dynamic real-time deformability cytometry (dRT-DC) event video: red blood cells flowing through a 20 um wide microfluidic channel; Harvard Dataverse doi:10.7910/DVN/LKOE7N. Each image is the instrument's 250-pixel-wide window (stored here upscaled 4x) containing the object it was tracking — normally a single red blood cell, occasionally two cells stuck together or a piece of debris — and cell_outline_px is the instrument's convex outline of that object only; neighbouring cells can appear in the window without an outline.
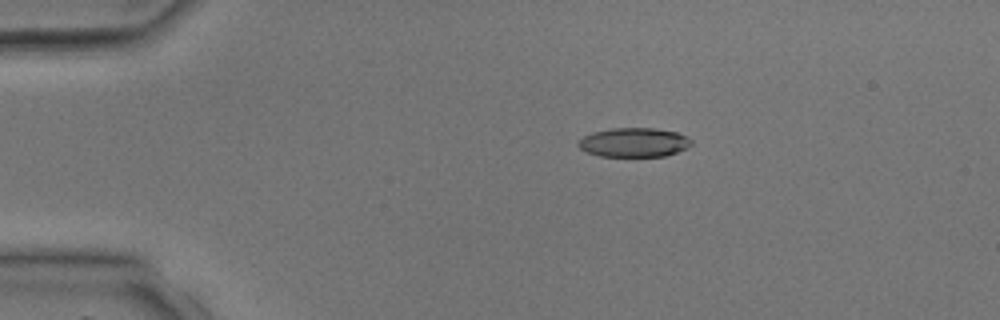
{"species": "common noctule bat (a hibernating species)", "species_latin": "Nyctalus noctula", "temperature_condition": "room temperature", "stored_images_in_passage": 3, "camera_frame_rate_fps": 3000, "um_per_image_px": 0.085, "animal": {"sex": "male", "body_mass_g": 17.9, "forearm_length_mm": 54.2}, "frame": {"image": 1, "passage_image": 2, "time_ms": 1.0, "image_size_px": [1000, 320], "cell_outline_px": [[692, 144], [688, 148], [664, 156], [600, 156], [588, 152], [580, 148], [576, 144], [584, 136], [592, 132], [612, 128], [652, 128], [676, 132], [692, 140]], "centroid_in_image_um": [53.88, 12.1], "position_along_channel_um": 31.1, "area_um2": 19.07}}